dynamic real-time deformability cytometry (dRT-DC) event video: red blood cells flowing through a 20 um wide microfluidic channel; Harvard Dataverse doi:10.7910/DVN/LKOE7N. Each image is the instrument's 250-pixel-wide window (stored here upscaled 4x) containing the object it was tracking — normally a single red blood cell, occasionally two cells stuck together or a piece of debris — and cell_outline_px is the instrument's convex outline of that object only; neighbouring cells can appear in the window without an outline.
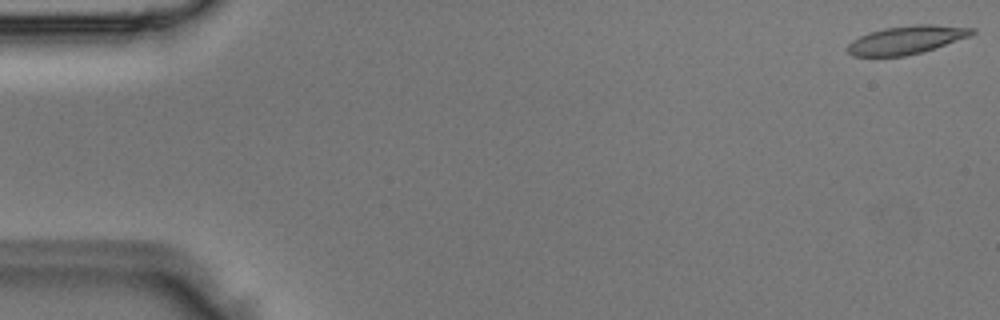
{"species": "Egyptian fruit bat (a non-hibernating species)", "species_latin": "Rousettus aegyptiacus", "temperature_condition": "room temperature", "stored_images_in_passage": 8, "camera_frame_rate_fps": 3000, "um_per_image_px": 0.085, "animal": {"sex": "male"}, "frame": {"image": 1, "passage_image": 1, "time_ms": 0.0, "image_size_px": [1000, 320], "cell_outline_px": [[976, 32], [972, 36], [936, 48], [904, 56], [852, 56], [844, 48], [852, 40], [868, 32], [884, 28], [916, 24], [932, 24], [976, 28]], "centroid_in_image_um": [77.07, 3.38], "position_along_channel_um": 7.9, "area_um2": 20.75}}
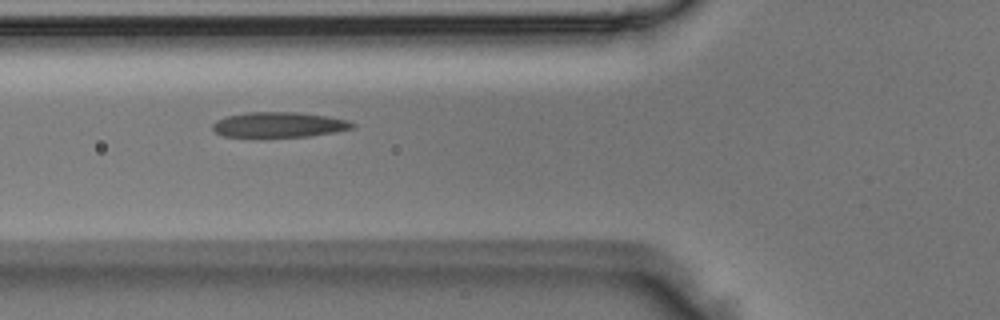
{"frame": {"image": 2, "passage_image": 5, "time_ms": 1.333, "image_size_px": [1000, 320], "cell_outline_px": [[356, 124], [352, 128], [336, 132], [308, 136], [256, 140], [224, 136], [216, 132], [212, 128], [212, 124], [216, 120], [228, 116], [248, 112], [296, 112], [328, 116], [344, 120]], "centroid_in_image_um": [23.63, 10.65], "position_along_channel_um": 102.2, "area_um2": 21.39}}
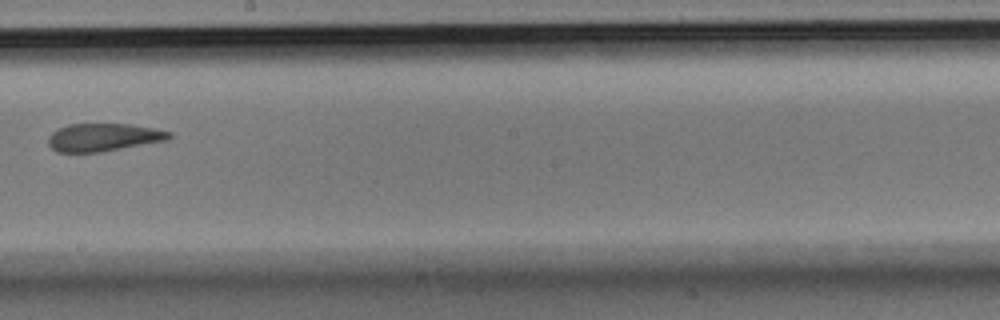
{"frame": {"image": 3, "passage_image": 8, "time_ms": 2.333, "image_size_px": [1000, 320], "cell_outline_px": [[172, 136], [168, 140], [100, 152], [56, 152], [48, 144], [48, 136], [56, 128], [68, 124], [128, 124], [156, 128], [172, 132]], "centroid_in_image_um": [8.78, 11.66], "position_along_channel_um": 239.4, "area_um2": 19.77}}